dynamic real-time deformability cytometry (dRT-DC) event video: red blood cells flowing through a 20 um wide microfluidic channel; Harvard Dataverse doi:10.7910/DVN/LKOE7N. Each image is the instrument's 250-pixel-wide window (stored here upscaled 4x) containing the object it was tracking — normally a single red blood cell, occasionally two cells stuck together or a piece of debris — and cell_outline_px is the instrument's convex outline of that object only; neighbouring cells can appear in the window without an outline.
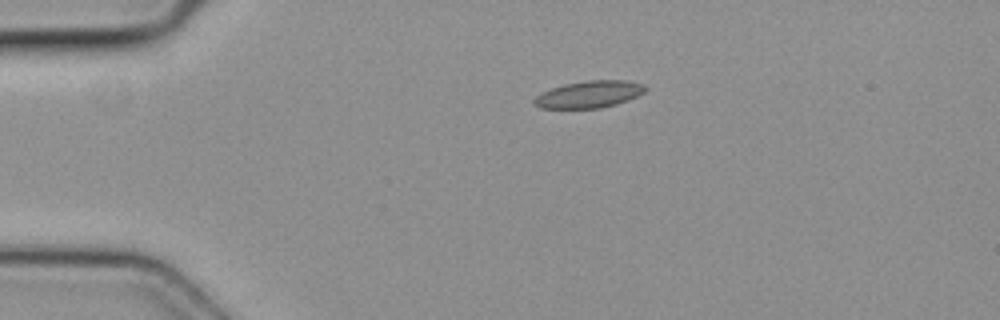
{"species": "common noctule bat (a hibernating species)", "species_latin": "Nyctalus noctula", "temperature_condition": "cold", "stored_images_in_passage": 4, "camera_frame_rate_fps": 3000, "um_per_image_px": 0.085, "animal": {"sex": "female", "body_mass_g": 19.3, "forearm_length_mm": 54.1}, "frame": {"image": 1, "passage_image": 3, "time_ms": 0.667, "image_size_px": [1000, 320], "cell_outline_px": [[648, 88], [644, 92], [628, 100], [616, 104], [600, 108], [540, 108], [532, 104], [532, 100], [536, 96], [552, 88], [564, 84], [588, 80], [628, 80], [644, 84]], "centroid_in_image_um": [50.09, 8.01], "position_along_channel_um": 34.9, "area_um2": 17.51}}